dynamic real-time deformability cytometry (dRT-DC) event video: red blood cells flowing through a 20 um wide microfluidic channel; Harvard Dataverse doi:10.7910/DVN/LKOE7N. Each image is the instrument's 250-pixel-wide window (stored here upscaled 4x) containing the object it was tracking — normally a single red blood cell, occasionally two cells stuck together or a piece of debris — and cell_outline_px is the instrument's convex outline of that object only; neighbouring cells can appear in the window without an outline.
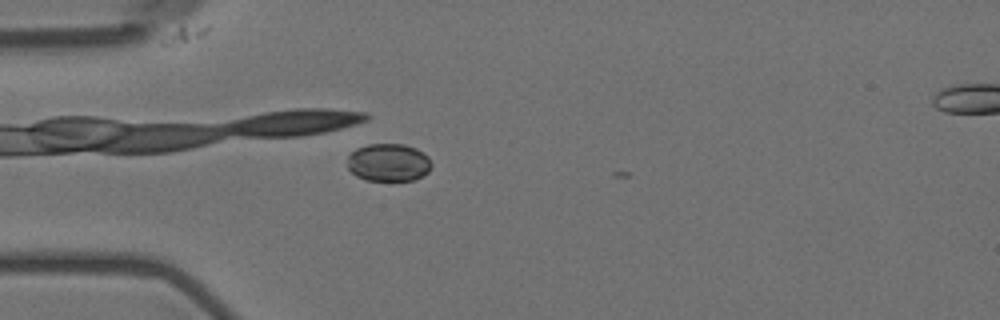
{"species": "Egyptian fruit bat (a non-hibernating species)", "species_latin": "Rousettus aegyptiacus", "temperature_condition": "room temperature", "stored_images_in_passage": 3, "camera_frame_rate_fps": 3000, "um_per_image_px": 0.085, "animal": {"sex": "female"}, "frame": {"image": 1, "passage_image": 1, "time_ms": 0.0, "image_size_px": [1000, 320], "cell_outline_px": [[432, 164], [428, 172], [412, 180], [364, 180], [356, 176], [348, 168], [348, 156], [356, 148], [368, 144], [404, 144], [416, 148], [428, 156]], "centroid_in_image_um": [33.01, 13.8], "position_along_channel_um": 52.0, "area_um2": 18.5}}